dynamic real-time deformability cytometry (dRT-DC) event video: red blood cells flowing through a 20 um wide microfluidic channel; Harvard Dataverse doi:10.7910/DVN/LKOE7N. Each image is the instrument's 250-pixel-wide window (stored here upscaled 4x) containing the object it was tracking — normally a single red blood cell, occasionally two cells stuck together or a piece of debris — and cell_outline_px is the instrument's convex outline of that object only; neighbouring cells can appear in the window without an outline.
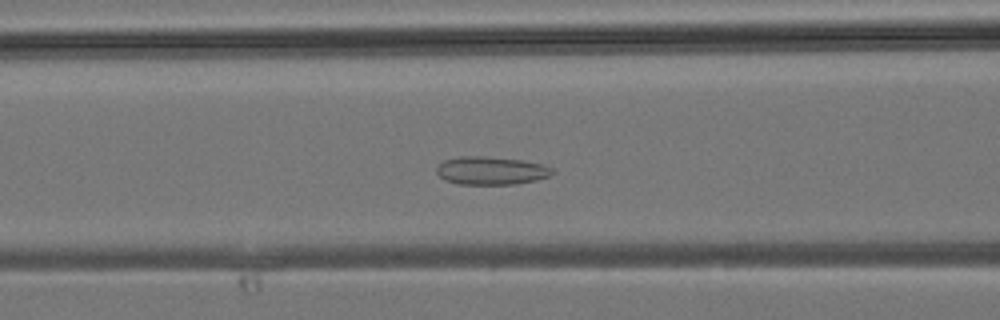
{"species": "common noctule bat (a hibernating species)", "species_latin": "Nyctalus noctula", "temperature_condition": "room temperature", "stored_images_in_passage": 30, "camera_frame_rate_fps": 3000, "um_per_image_px": 0.085, "animal": {"sex": "male", "body_mass_g": 19.2, "forearm_length_mm": 51.8}, "frame": {"image": 1, "passage_image": 12, "time_ms": 3.667, "image_size_px": [1000, 320], "cell_outline_px": [[556, 172], [548, 176], [536, 180], [516, 184], [460, 184], [448, 180], [440, 176], [436, 172], [436, 168], [444, 160], [460, 156], [484, 156], [520, 160], [544, 164], [552, 168]], "centroid_in_image_um": [41.77, 14.5], "position_along_channel_um": 124.8, "area_um2": 18.84}}
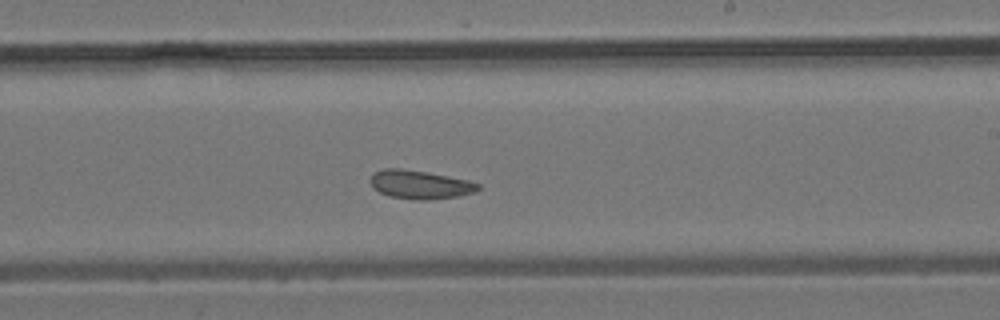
{"frame": {"image": 2, "passage_image": 19, "time_ms": 6.0, "image_size_px": [1000, 320], "cell_outline_px": [[480, 188], [476, 192], [460, 196], [428, 200], [416, 200], [388, 196], [372, 188], [368, 180], [372, 172], [384, 168], [400, 168], [428, 172], [468, 180], [480, 184]], "centroid_in_image_um": [35.66, 15.69], "position_along_channel_um": 253.3, "area_um2": 18.32}}
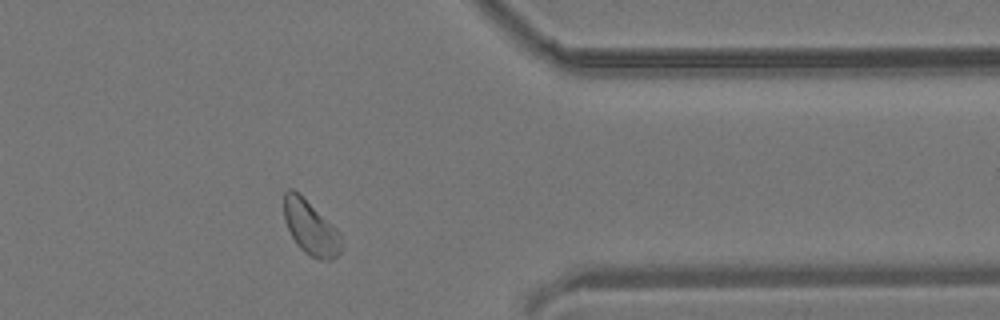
{"frame": {"image": 3, "passage_image": 27, "time_ms": 8.667, "image_size_px": [1000, 320], "cell_outline_px": [[340, 252], [332, 260], [320, 260], [304, 252], [296, 244], [284, 220], [284, 192], [288, 188], [292, 188], [336, 228], [340, 232]], "centroid_in_image_um": [26.38, 19.37], "position_along_channel_um": 385.0, "area_um2": 17.69}}